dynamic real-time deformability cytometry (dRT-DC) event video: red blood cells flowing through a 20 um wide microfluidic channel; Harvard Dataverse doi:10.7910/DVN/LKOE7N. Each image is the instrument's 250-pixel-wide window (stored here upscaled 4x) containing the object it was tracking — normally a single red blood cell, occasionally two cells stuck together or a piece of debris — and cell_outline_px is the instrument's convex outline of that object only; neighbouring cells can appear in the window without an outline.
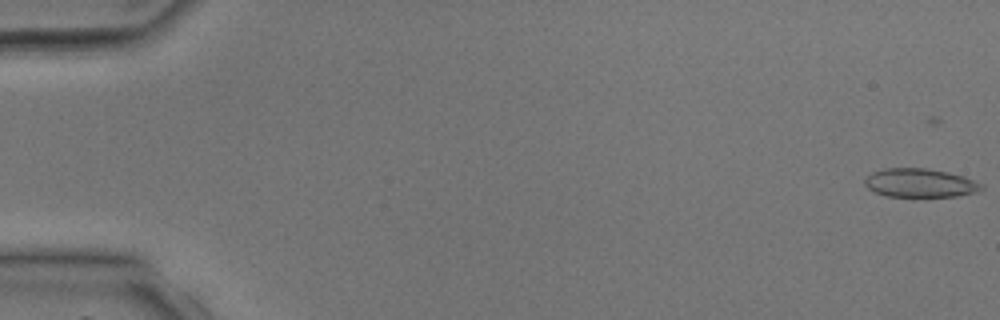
{"species": "common noctule bat (a hibernating species)", "species_latin": "Nyctalus noctula", "temperature_condition": "room temperature", "stored_images_in_passage": 4, "camera_frame_rate_fps": 3000, "um_per_image_px": 0.085, "animal": {"sex": "male", "body_mass_g": 17.9, "forearm_length_mm": 54.2}, "frame": {"image": 1, "passage_image": 1, "time_ms": 0.0, "image_size_px": [1000, 320], "cell_outline_px": [[984, 188], [976, 192], [956, 196], [888, 196], [876, 192], [868, 188], [864, 184], [864, 180], [872, 172], [884, 168], [924, 168], [948, 172], [964, 176], [984, 184]], "centroid_in_image_um": [78.22, 15.54], "position_along_channel_um": 6.8, "area_um2": 19.42}}
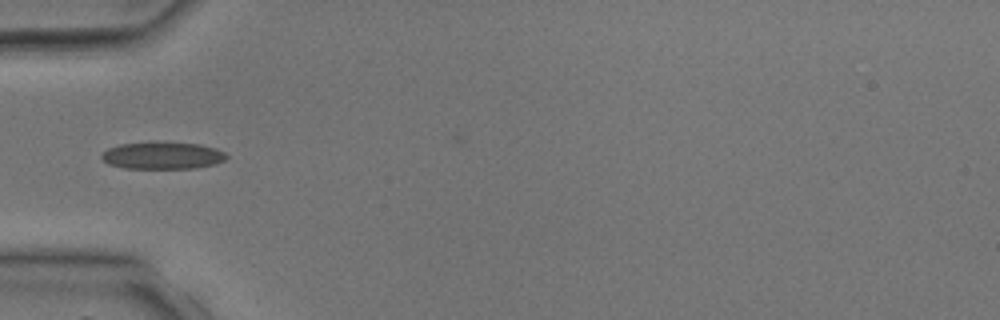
{"frame": {"image": 2, "passage_image": 4, "time_ms": 4.333, "image_size_px": [1000, 320], "cell_outline_px": [[228, 156], [224, 160], [216, 164], [196, 168], [124, 168], [108, 164], [100, 156], [108, 148], [120, 144], [152, 140], [156, 140], [200, 144], [216, 148], [224, 152]], "centroid_in_image_um": [13.82, 13.19], "position_along_channel_um": 71.2, "area_um2": 20.29}}